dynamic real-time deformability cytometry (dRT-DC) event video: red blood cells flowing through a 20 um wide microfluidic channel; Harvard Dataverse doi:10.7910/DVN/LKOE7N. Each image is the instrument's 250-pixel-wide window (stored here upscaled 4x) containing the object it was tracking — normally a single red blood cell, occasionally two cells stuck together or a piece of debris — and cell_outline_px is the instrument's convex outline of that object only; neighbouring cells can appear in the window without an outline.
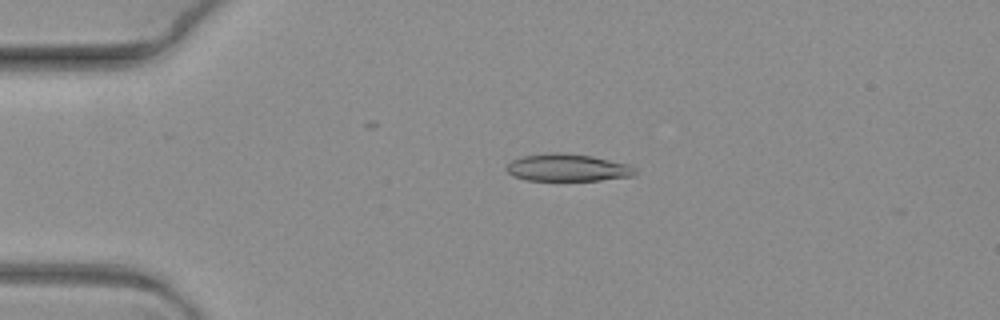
{"species": "common noctule bat (a hibernating species)", "species_latin": "Nyctalus noctula", "temperature_condition": "warm", "stored_images_in_passage": 9, "camera_frame_rate_fps": 3000, "um_per_image_px": 0.085, "animal": {"sex": "female", "body_mass_g": 19.3, "forearm_length_mm": 54.1}, "frame": {"image": 1, "passage_image": 4, "time_ms": 1.0, "image_size_px": [1000, 320], "cell_outline_px": [[636, 172], [632, 176], [600, 180], [528, 180], [512, 176], [504, 168], [512, 160], [524, 156], [552, 152], [560, 152], [592, 156], [628, 164], [636, 168]], "centroid_in_image_um": [48.23, 14.25], "position_along_channel_um": 36.8, "area_um2": 20.4}}
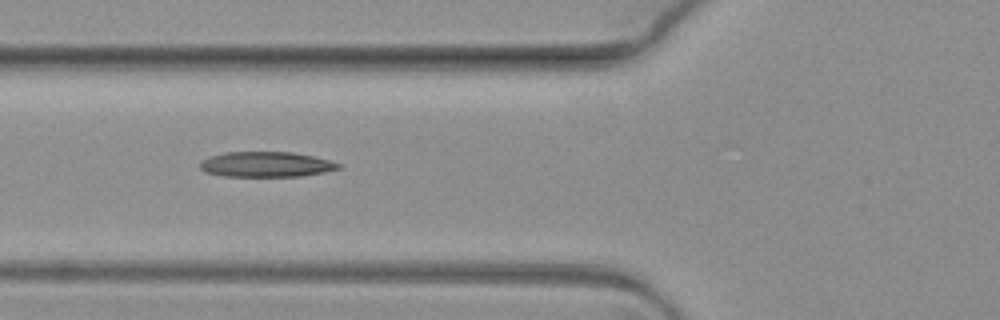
{"frame": {"image": 2, "passage_image": 7, "time_ms": 2.0, "image_size_px": [1000, 320], "cell_outline_px": [[340, 168], [324, 172], [300, 176], [224, 176], [204, 172], [200, 168], [200, 160], [208, 156], [224, 152], [292, 152], [312, 156], [328, 160], [340, 164]], "centroid_in_image_um": [22.55, 13.97], "position_along_channel_um": 103.3, "area_um2": 20.35}}
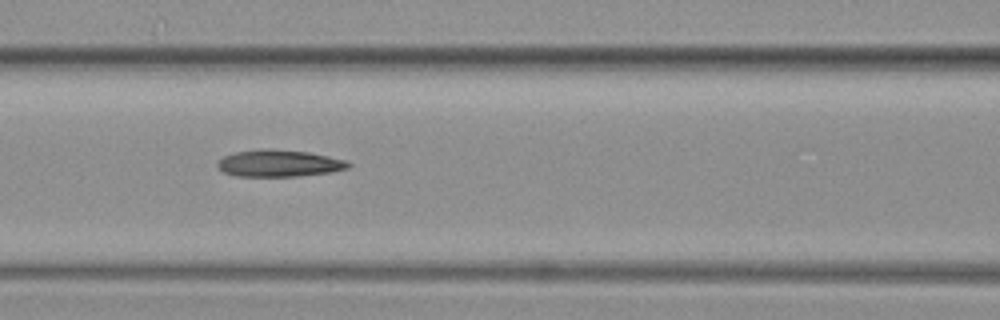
{"frame": {"image": 3, "passage_image": 8, "time_ms": 2.333, "image_size_px": [1000, 320], "cell_outline_px": [[352, 164], [348, 168], [332, 172], [296, 176], [236, 176], [224, 172], [216, 164], [224, 156], [236, 152], [308, 152], [348, 160]], "centroid_in_image_um": [23.81, 13.94], "position_along_channel_um": 142.8, "area_um2": 19.36}}